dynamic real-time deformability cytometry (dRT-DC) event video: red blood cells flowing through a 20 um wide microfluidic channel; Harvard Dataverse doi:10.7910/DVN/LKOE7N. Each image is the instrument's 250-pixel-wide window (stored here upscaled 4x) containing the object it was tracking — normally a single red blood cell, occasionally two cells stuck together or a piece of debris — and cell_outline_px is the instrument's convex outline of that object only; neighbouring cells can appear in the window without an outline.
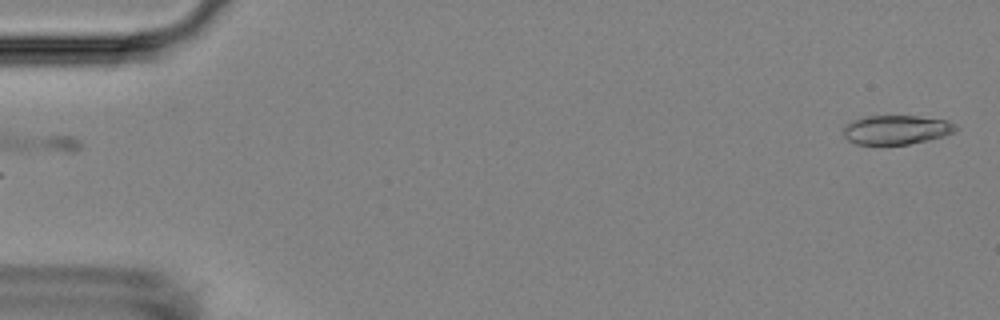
{"species": "Egyptian fruit bat (a non-hibernating species)", "species_latin": "Rousettus aegyptiacus", "temperature_condition": "room temperature", "stored_images_in_passage": 6, "camera_frame_rate_fps": 3000, "um_per_image_px": 0.085, "animal": {"sex": "female"}, "frame": {"image": 1, "passage_image": 6, "time_ms": 7.0, "image_size_px": [1000, 320], "cell_outline_px": [[960, 128], [956, 132], [944, 136], [928, 140], [908, 144], [880, 148], [856, 144], [848, 140], [844, 136], [844, 128], [852, 120], [864, 116], [916, 116], [948, 120], [956, 124]], "centroid_in_image_um": [76.2, 11.07], "position_along_channel_um": 8.8, "area_um2": 19.94}}